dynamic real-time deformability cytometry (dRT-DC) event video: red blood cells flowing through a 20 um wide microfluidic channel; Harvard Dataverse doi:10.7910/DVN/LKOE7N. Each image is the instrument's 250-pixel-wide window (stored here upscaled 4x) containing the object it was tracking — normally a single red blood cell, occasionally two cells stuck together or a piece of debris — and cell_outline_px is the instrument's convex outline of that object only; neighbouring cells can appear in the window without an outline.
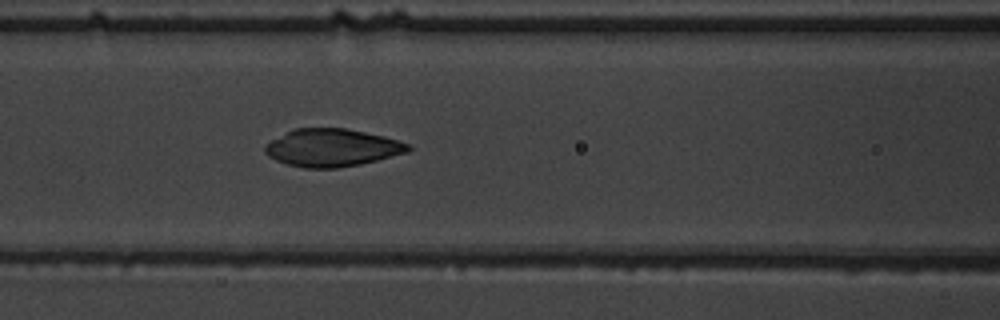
{"species": "common noctule bat (a hibernating species)", "species_latin": "Nyctalus noctula", "temperature_condition": "warm", "stored_images_in_passage": 55, "camera_frame_rate_fps": 3000, "um_per_image_px": 0.085, "animal": {"sex": "male", "body_mass_g": 19.5, "forearm_length_mm": 54.6}, "frame": {"image": 1, "passage_image": 24, "time_ms": 7.667, "image_size_px": [1000, 320], "cell_outline_px": [[412, 148], [408, 152], [360, 164], [336, 168], [304, 168], [288, 164], [276, 160], [268, 156], [264, 152], [264, 144], [292, 128], [344, 128], [384, 136], [400, 140], [408, 144]], "centroid_in_image_um": [28.19, 12.55], "position_along_channel_um": 138.4, "area_um2": 31.44}}
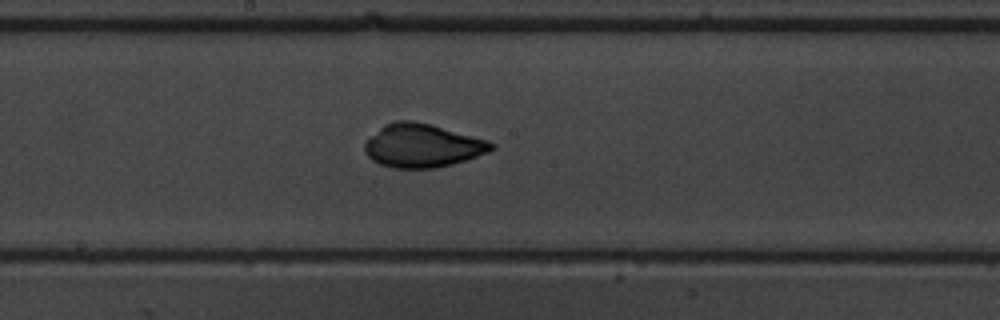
{"frame": {"image": 2, "passage_image": 30, "time_ms": 9.667, "image_size_px": [1000, 320], "cell_outline_px": [[496, 148], [488, 152], [452, 164], [436, 168], [392, 168], [380, 164], [372, 160], [364, 152], [364, 144], [384, 124], [396, 120], [412, 120], [432, 124], [488, 140], [496, 144]], "centroid_in_image_um": [35.91, 12.37], "position_along_channel_um": 212.3, "area_um2": 32.08}}
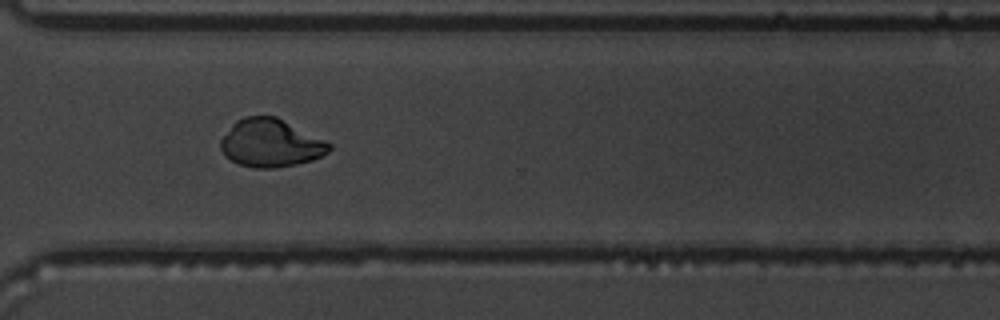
{"frame": {"image": 3, "passage_image": 41, "time_ms": 13.333, "image_size_px": [1000, 320], "cell_outline_px": [[332, 148], [328, 152], [312, 160], [296, 164], [276, 168], [252, 168], [240, 164], [224, 156], [220, 148], [220, 140], [232, 124], [236, 120], [244, 116], [276, 116], [332, 144]], "centroid_in_image_um": [22.98, 12.16], "position_along_channel_um": 347.6, "area_um2": 30.29}}